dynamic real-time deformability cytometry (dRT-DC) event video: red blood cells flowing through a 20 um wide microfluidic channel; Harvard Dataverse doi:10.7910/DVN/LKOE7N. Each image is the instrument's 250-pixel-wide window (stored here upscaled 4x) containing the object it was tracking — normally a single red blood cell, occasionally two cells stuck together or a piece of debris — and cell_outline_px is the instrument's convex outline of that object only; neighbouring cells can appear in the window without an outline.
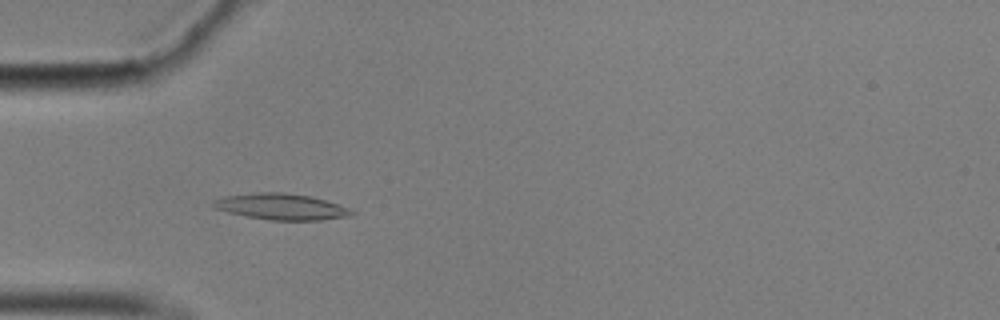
{"species": "common noctule bat (a hibernating species)", "species_latin": "Nyctalus noctula", "temperature_condition": "cold", "stored_images_in_passage": 55, "camera_frame_rate_fps": 3000, "um_per_image_px": 0.085, "animal": {"sex": "male", "body_mass_g": 17.9}, "frame": {"image": 1, "passage_image": 15, "time_ms": 4.667, "image_size_px": [1000, 320], "cell_outline_px": [[356, 212], [352, 216], [320, 220], [268, 220], [244, 216], [228, 212], [216, 208], [212, 204], [212, 200], [224, 196], [256, 192], [284, 192], [312, 196], [348, 208]], "centroid_in_image_um": [23.89, 17.56], "position_along_channel_um": 61.1, "area_um2": 21.15}}
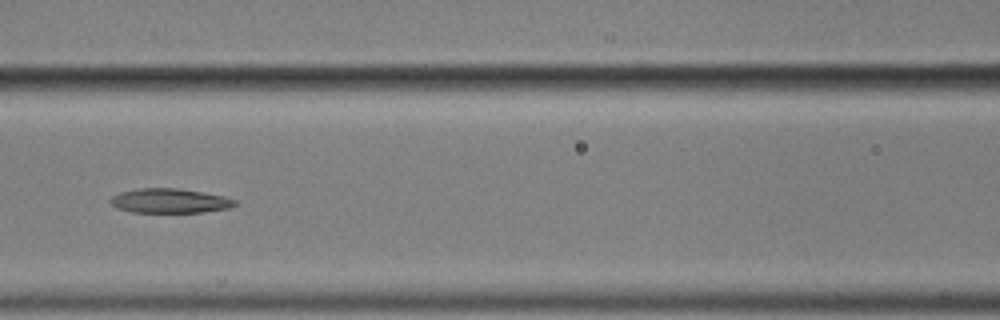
{"frame": {"image": 2, "passage_image": 23, "time_ms": 7.333, "image_size_px": [1000, 320], "cell_outline_px": [[240, 204], [228, 208], [200, 212], [132, 212], [116, 208], [108, 200], [112, 196], [120, 192], [140, 188], [176, 188], [204, 192], [224, 196], [236, 200]], "centroid_in_image_um": [14.43, 17.06], "position_along_channel_um": 152.2, "area_um2": 17.8}}
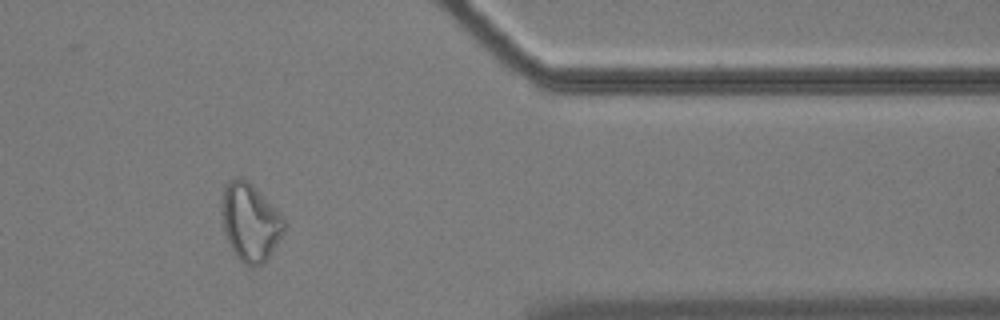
{"frame": {"image": 3, "passage_image": 45, "time_ms": 14.667, "image_size_px": [1000, 320], "cell_outline_px": [[288, 224], [284, 232], [268, 260], [256, 268], [248, 268], [236, 256], [224, 232], [224, 184], [228, 180], [236, 176], [240, 176], [248, 180], [276, 208]], "centroid_in_image_um": [21.32, 18.91], "position_along_channel_um": 390.1, "area_um2": 28.38}, "authors_computed_cell_mechanics": {"area_um2": 19.9988, "velocity_mm_per_s": 3.5028, "shape_relaxation_time_tau1_ms": null, "shape_relaxation_time_tau2_ms": 7.7562, "deformation_change_tau1": null, "deformation_change_tau2": 0.1594}}